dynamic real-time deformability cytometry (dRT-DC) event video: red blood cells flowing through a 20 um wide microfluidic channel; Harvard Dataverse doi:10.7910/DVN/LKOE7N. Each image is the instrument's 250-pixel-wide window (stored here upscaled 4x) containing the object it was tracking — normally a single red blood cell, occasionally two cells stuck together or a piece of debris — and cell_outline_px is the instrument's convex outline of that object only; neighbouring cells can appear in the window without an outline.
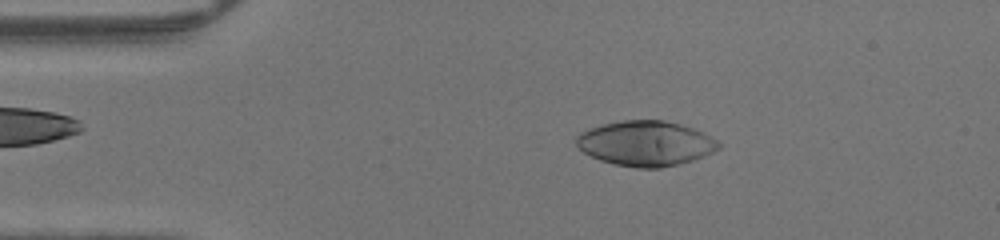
{"species": "human", "species_latin": "Homo sapiens", "temperature_condition": "warm", "stored_images_in_passage": 46, "camera_frame_rate_fps": 3000, "um_per_image_px": 0.085, "donor": {"sex": "male"}, "frame": {"image": 1, "passage_image": 8, "time_ms": 2.333, "image_size_px": [1000, 240], "cell_outline_px": [[724, 144], [720, 148], [704, 156], [692, 160], [660, 168], [636, 168], [616, 164], [600, 160], [584, 152], [576, 144], [576, 136], [580, 132], [588, 128], [620, 120], [664, 120], [680, 124], [704, 132]], "centroid_in_image_um": [54.9, 12.18], "position_along_channel_um": 30.1, "area_um2": 37.4}}
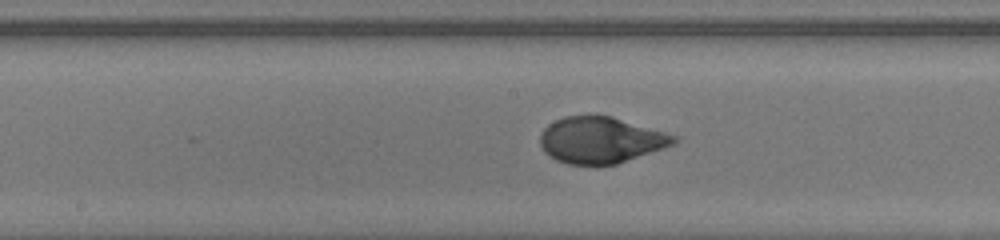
{"frame": {"image": 2, "passage_image": 23, "time_ms": 7.333, "image_size_px": [1000, 240], "cell_outline_px": [[680, 140], [664, 148], [616, 164], [568, 164], [556, 160], [548, 156], [544, 152], [540, 144], [540, 132], [548, 124], [564, 116], [592, 112], [612, 116], [664, 132], [676, 136]], "centroid_in_image_um": [51.01, 11.86], "position_along_channel_um": 197.2, "area_um2": 36.53}}
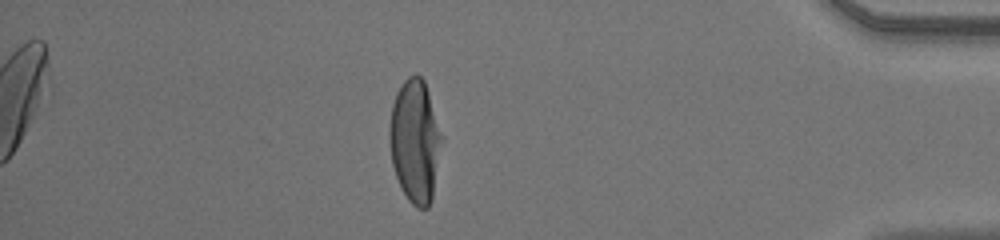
{"frame": {"image": 3, "passage_image": 40, "time_ms": 13.0, "image_size_px": [1000, 240], "cell_outline_px": [[444, 140], [432, 200], [428, 208], [416, 208], [408, 200], [400, 188], [392, 164], [388, 140], [388, 128], [392, 104], [396, 92], [404, 80], [408, 76], [416, 72], [424, 80]], "centroid_in_image_um": [35.28, 12.01], "position_along_channel_um": 399.9, "area_um2": 38.26}}